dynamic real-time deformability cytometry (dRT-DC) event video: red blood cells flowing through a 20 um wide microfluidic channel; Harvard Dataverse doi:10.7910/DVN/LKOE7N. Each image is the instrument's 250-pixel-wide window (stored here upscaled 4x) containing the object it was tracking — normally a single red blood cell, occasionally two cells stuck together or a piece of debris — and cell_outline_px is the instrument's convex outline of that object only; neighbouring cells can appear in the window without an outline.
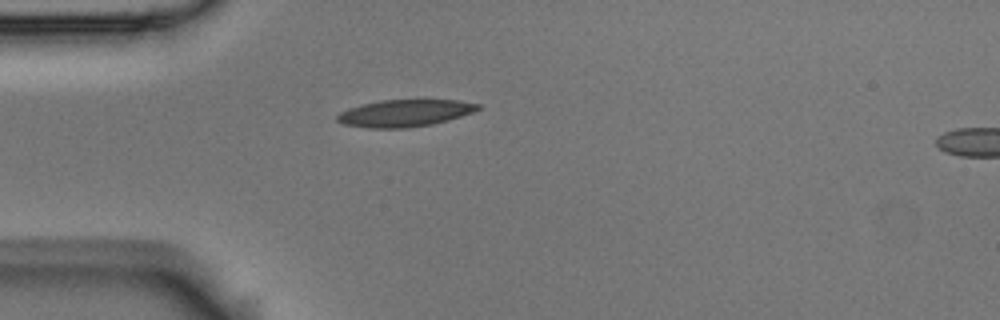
{"species": "Egyptian fruit bat (a non-hibernating species)", "species_latin": "Rousettus aegyptiacus", "temperature_condition": "room temperature", "stored_images_in_passage": 41, "camera_frame_rate_fps": 3000, "um_per_image_px": 0.085, "animal": {"sex": "male"}, "frame": {"image": 1, "passage_image": 1, "time_ms": 0.0, "image_size_px": [1000, 320], "cell_outline_px": [[480, 108], [472, 112], [448, 120], [432, 124], [404, 128], [368, 128], [344, 124], [336, 120], [336, 116], [340, 112], [348, 108], [380, 100], [456, 100], [480, 104]], "centroid_in_image_um": [34.38, 9.62], "position_along_channel_um": 50.6, "area_um2": 21.96}}
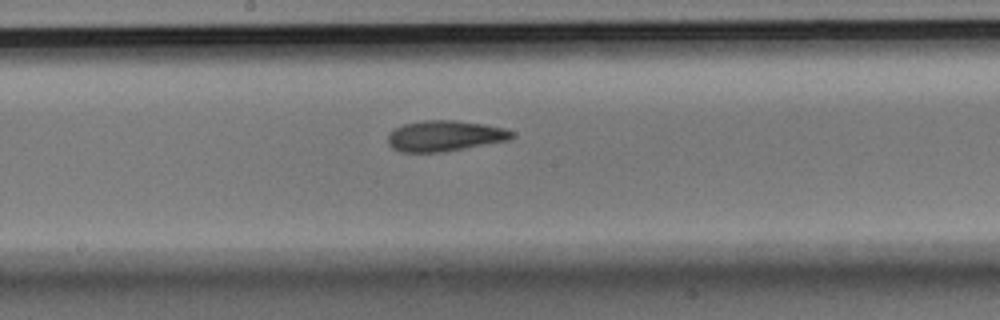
{"frame": {"image": 2, "passage_image": 15, "time_ms": 4.667, "image_size_px": [1000, 320], "cell_outline_px": [[516, 136], [508, 140], [444, 152], [400, 152], [392, 148], [388, 144], [388, 136], [396, 128], [404, 124], [424, 120], [456, 120], [484, 124], [504, 128], [512, 132]], "centroid_in_image_um": [37.81, 11.55], "position_along_channel_um": 210.4, "area_um2": 22.14}}
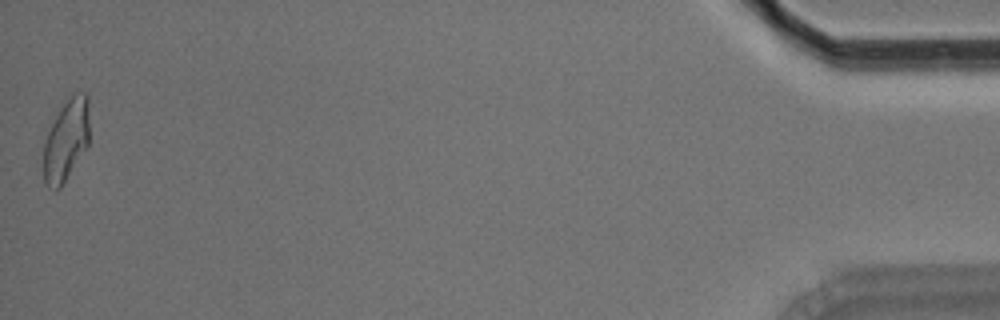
{"frame": {"image": 3, "passage_image": 41, "time_ms": 13.333, "image_size_px": [1000, 320], "cell_outline_px": [[88, 144], [60, 188], [48, 188], [44, 184], [44, 144], [48, 132], [60, 108], [76, 92], [84, 92], [88, 96]], "centroid_in_image_um": [5.62, 11.92], "position_along_channel_um": 429.6, "area_um2": 21.27}, "authors_computed_cell_mechanics": {"area_um2": 21.7328, "velocity_mm_per_s": 3.6236, "shape_relaxation_time_tau1_ms": 4.597, "shape_relaxation_time_tau2_ms": 2.7308, "deformation_change_tau1": 0.1681, "deformation_change_tau2": 0.1114}}